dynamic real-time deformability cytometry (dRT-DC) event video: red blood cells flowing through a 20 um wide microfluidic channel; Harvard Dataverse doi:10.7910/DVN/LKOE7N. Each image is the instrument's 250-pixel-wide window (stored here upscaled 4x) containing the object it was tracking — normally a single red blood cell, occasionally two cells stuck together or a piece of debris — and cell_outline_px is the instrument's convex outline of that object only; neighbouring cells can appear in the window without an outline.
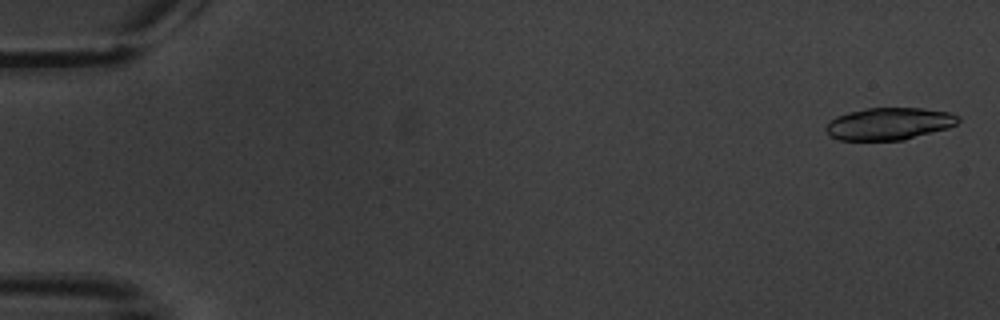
{"species": "common noctule bat (a hibernating species)", "species_latin": "Nyctalus noctula", "temperature_condition": "warm", "stored_images_in_passage": 7, "camera_frame_rate_fps": 3000, "um_per_image_px": 0.085, "animal": {"sex": "male", "body_mass_g": 20.1, "forearm_length_mm": 53.5}, "frame": {"image": 1, "passage_image": 1, "time_ms": 0.0, "image_size_px": [1000, 320], "cell_outline_px": [[960, 120], [956, 124], [948, 128], [904, 140], [840, 140], [832, 136], [824, 128], [836, 116], [848, 112], [864, 108], [920, 108], [948, 112], [960, 116]], "centroid_in_image_um": [75.6, 10.51], "position_along_channel_um": 9.4, "area_um2": 24.74}}
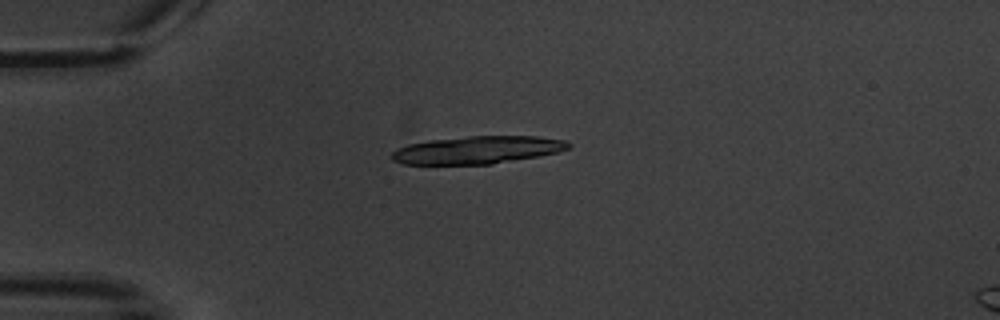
{"frame": {"image": 2, "passage_image": 5, "time_ms": 4.667, "image_size_px": [1000, 320], "cell_outline_px": [[572, 144], [568, 148], [556, 152], [536, 156], [492, 164], [404, 164], [392, 160], [392, 152], [396, 148], [408, 144], [428, 140], [468, 136], [536, 136], [564, 140]], "centroid_in_image_um": [40.53, 12.74], "position_along_channel_um": 44.5, "area_um2": 28.32}}